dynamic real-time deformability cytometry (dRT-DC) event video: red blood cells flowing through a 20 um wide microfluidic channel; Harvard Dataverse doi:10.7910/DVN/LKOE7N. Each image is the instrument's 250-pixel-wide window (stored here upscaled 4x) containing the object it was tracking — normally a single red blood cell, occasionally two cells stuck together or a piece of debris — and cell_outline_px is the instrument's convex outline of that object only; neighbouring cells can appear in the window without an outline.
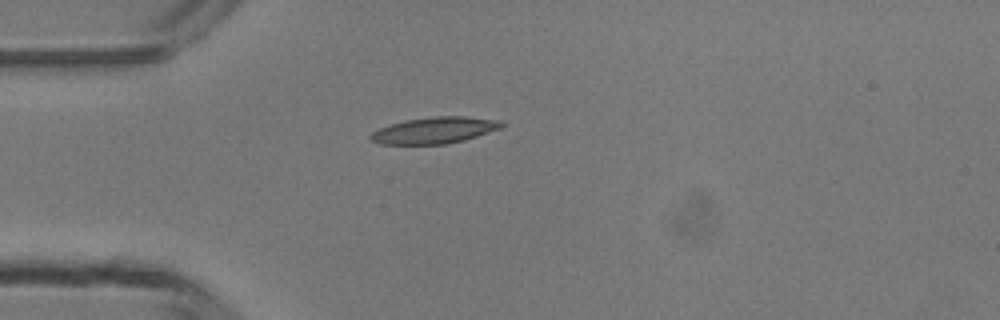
{"species": "common noctule bat (a hibernating species)", "species_latin": "Nyctalus noctula", "temperature_condition": "room temperature", "stored_images_in_passage": 4, "camera_frame_rate_fps": 3000, "um_per_image_px": 0.085, "animal": {"sex": "male", "body_mass_g": 13.3}, "frame": {"image": 1, "passage_image": 4, "time_ms": 4.0, "image_size_px": [1000, 320], "cell_outline_px": [[504, 124], [500, 128], [464, 140], [448, 144], [380, 144], [372, 140], [368, 136], [372, 132], [380, 128], [392, 124], [408, 120], [436, 116], [464, 116], [500, 120]], "centroid_in_image_um": [36.94, 11.08], "position_along_channel_um": 48.1, "area_um2": 19.88}}